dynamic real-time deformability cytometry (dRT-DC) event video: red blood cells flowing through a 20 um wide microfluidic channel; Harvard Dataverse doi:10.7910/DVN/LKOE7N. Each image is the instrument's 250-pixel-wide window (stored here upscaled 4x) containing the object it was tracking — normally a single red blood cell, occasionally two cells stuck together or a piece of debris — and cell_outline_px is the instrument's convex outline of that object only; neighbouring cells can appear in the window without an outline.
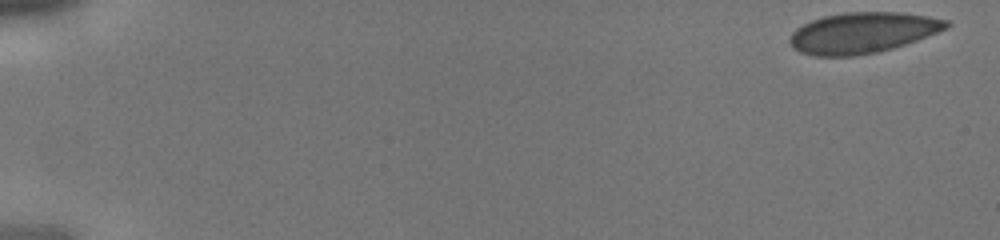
{"species": "human", "species_latin": "Homo sapiens", "temperature_condition": "cold", "stored_images_in_passage": 42, "camera_frame_rate_fps": 3000, "um_per_image_px": 0.085, "donor": {"sex": "male"}, "frame": {"image": 1, "passage_image": 1, "time_ms": 0.0, "image_size_px": [1000, 240], "cell_outline_px": [[952, 24], [948, 28], [916, 40], [892, 48], [876, 52], [856, 56], [812, 56], [800, 52], [792, 48], [788, 40], [792, 32], [796, 28], [812, 20], [824, 16], [848, 12], [900, 12], [928, 16], [948, 20]], "centroid_in_image_um": [73.3, 2.78], "position_along_channel_um": 11.7, "area_um2": 37.22}}
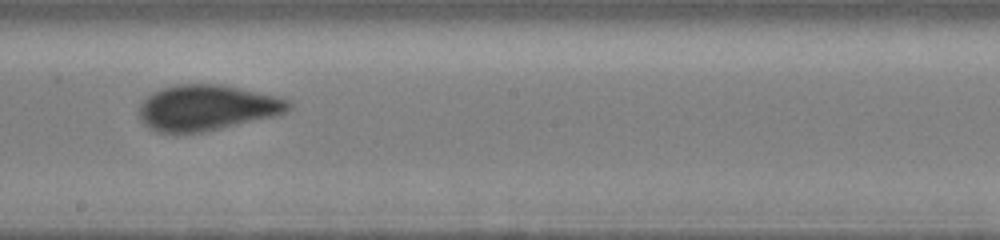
{"frame": {"image": 2, "passage_image": 25, "time_ms": 8.0, "image_size_px": [1000, 240], "cell_outline_px": [[292, 108], [288, 112], [276, 116], [220, 128], [200, 132], [176, 136], [156, 132], [148, 128], [140, 120], [140, 104], [152, 92], [160, 88], [176, 84], [220, 84], [240, 88], [276, 96], [288, 100], [292, 104]], "centroid_in_image_um": [17.55, 9.18], "position_along_channel_um": 230.6, "area_um2": 40.34}}
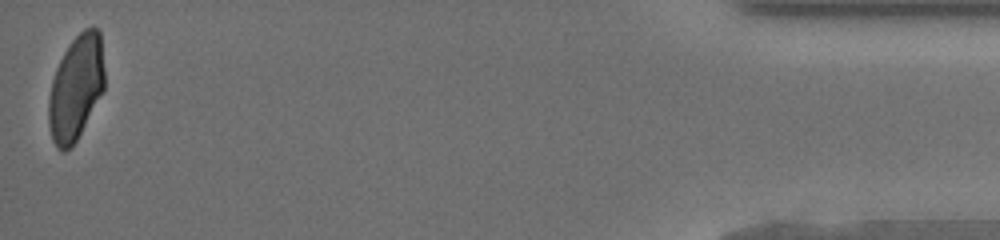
{"frame": {"image": 3, "passage_image": 42, "time_ms": 13.667, "image_size_px": [1000, 240], "cell_outline_px": [[104, 88], [76, 140], [64, 152], [60, 152], [56, 148], [52, 140], [48, 124], [48, 96], [52, 80], [56, 68], [64, 52], [72, 40], [84, 28], [96, 28], [100, 32], [104, 68]], "centroid_in_image_um": [6.43, 7.46], "position_along_channel_um": 428.8, "area_um2": 33.93}}